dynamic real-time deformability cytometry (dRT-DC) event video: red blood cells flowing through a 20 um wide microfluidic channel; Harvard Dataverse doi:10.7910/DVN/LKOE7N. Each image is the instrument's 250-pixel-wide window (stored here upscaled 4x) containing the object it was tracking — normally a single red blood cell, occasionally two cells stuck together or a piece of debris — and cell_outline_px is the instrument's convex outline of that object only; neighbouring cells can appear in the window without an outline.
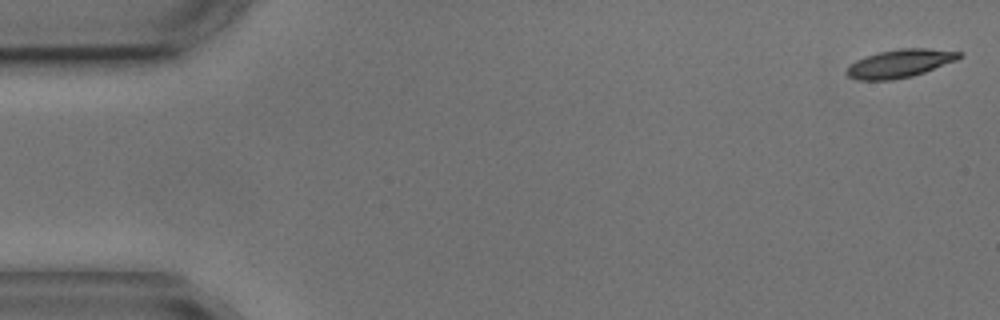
{"species": "common noctule bat (a hibernating species)", "species_latin": "Nyctalus noctula", "temperature_condition": "cold", "stored_images_in_passage": 6, "segment_of_instrument_passage": [1, 2], "camera_frame_rate_fps": 3000, "um_per_image_px": 0.085, "animal": {"sex": "male", "body_mass_g": 17.9, "forearm_length_mm": 54.2}, "frame": {"image": 1, "passage_image": 1, "time_ms": 0.0, "image_size_px": [1000, 320], "cell_outline_px": [[964, 56], [956, 60], [924, 72], [912, 76], [892, 80], [856, 80], [848, 76], [844, 72], [856, 60], [880, 52], [900, 48], [928, 48], [964, 52]], "centroid_in_image_um": [76.52, 5.39], "position_along_channel_um": 8.5, "area_um2": 18.38}}
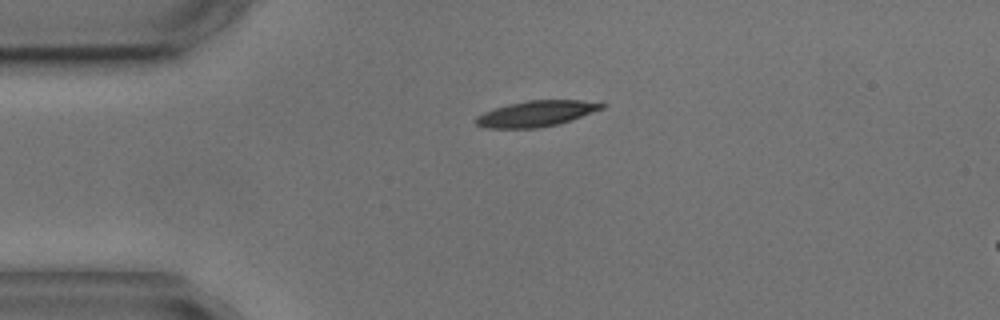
{"frame": {"image": 2, "passage_image": 4, "time_ms": 3.667, "image_size_px": [1000, 320], "cell_outline_px": [[608, 104], [604, 108], [572, 120], [556, 124], [536, 128], [484, 128], [476, 124], [476, 116], [484, 112], [508, 104], [528, 100], [580, 100]], "centroid_in_image_um": [45.59, 9.65], "position_along_channel_um": 39.4, "area_um2": 18.84}}